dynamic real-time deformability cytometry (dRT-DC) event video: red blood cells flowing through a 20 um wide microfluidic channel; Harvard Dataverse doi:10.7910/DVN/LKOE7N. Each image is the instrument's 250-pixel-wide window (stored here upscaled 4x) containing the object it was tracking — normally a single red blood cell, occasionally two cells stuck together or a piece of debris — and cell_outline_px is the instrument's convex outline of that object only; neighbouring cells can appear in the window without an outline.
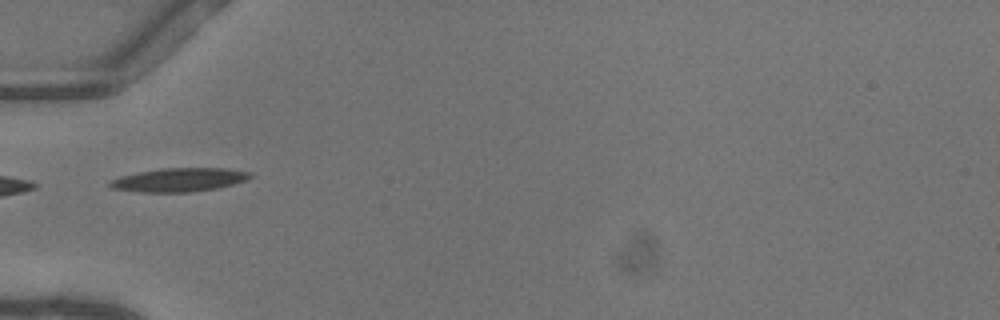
{"species": "common noctule bat (a hibernating species)", "species_latin": "Nyctalus noctula", "temperature_condition": "warm", "stored_images_in_passage": 34, "camera_frame_rate_fps": 3000, "um_per_image_px": 0.085, "animal": {"sex": "female"}, "frame": {"image": 1, "passage_image": 1, "time_ms": 0.0, "image_size_px": [1000, 320], "cell_outline_px": [[252, 176], [244, 180], [232, 184], [216, 188], [188, 192], [144, 192], [112, 188], [108, 184], [112, 180], [120, 176], [160, 168], [224, 168], [252, 172]], "centroid_in_image_um": [15.23, 15.27], "position_along_channel_um": 69.8, "area_um2": 19.02}}
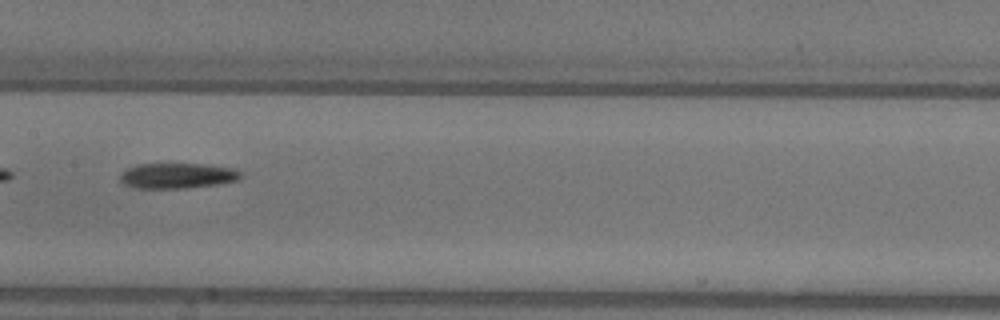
{"frame": {"image": 2, "passage_image": 10, "time_ms": 3.0, "image_size_px": [1000, 320], "cell_outline_px": [[240, 176], [236, 180], [216, 184], [184, 188], [136, 188], [124, 184], [120, 180], [120, 176], [128, 168], [136, 164], [208, 164], [236, 168], [240, 172]], "centroid_in_image_um": [15.07, 14.92], "position_along_channel_um": 192.3, "area_um2": 17.69}, "authors_computed_cell_mechanics": {"area_um2": 17.5712, "velocity_mm_per_s": 4.0876, "shape_relaxation_time_tau1_ms": 8.8787, "shape_relaxation_time_tau2_ms": null, "deformation_change_tau1": 0.2293, "deformation_change_tau2": null}}